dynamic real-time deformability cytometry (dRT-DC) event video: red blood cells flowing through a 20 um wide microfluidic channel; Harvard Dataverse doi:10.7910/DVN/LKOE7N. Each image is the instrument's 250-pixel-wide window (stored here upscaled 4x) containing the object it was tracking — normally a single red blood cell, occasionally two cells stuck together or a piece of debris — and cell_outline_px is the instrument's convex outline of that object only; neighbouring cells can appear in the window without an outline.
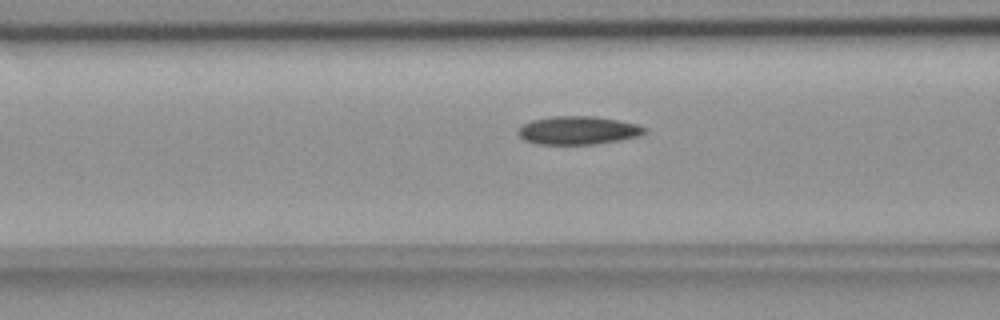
{"species": "common noctule bat (a hibernating species)", "species_latin": "Nyctalus noctula", "temperature_condition": "room temperature", "stored_images_in_passage": 44, "camera_frame_rate_fps": 3000, "um_per_image_px": 0.085, "animal": {"sex": "female", "body_mass_g": 18.4}, "frame": {"image": 1, "passage_image": 10, "time_ms": 3.0, "image_size_px": [1000, 320], "cell_outline_px": [[644, 132], [640, 136], [620, 140], [596, 144], [536, 144], [524, 140], [516, 132], [524, 124], [532, 120], [552, 116], [592, 116], [616, 120], [636, 124], [644, 128]], "centroid_in_image_um": [49.1, 11.09], "position_along_channel_um": 117.5, "area_um2": 20.63}}
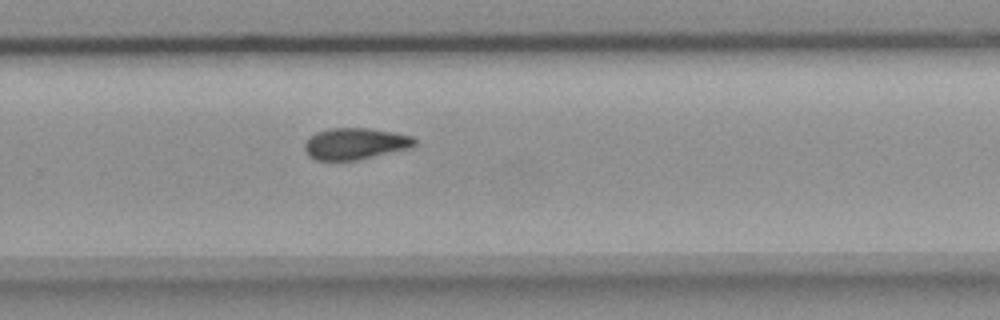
{"frame": {"image": 2, "passage_image": 25, "time_ms": 8.0, "image_size_px": [1000, 320], "cell_outline_px": [[416, 144], [412, 148], [356, 160], [316, 160], [308, 156], [304, 148], [304, 144], [316, 132], [332, 128], [368, 128], [392, 132], [412, 136], [416, 140]], "centroid_in_image_um": [30.21, 12.22], "position_along_channel_um": 299.6, "area_um2": 20.11}}
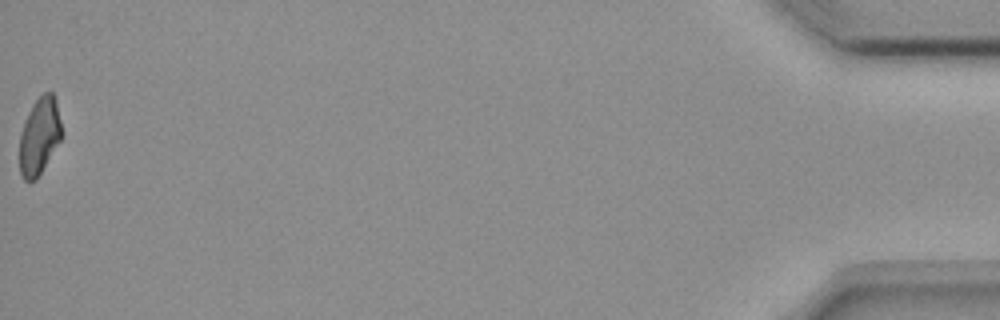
{"frame": {"image": 3, "passage_image": 44, "time_ms": 14.333, "image_size_px": [1000, 320], "cell_outline_px": [[60, 140], [36, 180], [24, 180], [20, 172], [20, 132], [24, 120], [32, 104], [44, 92], [52, 92], [56, 100], [60, 120]], "centroid_in_image_um": [3.33, 11.55], "position_along_channel_um": 431.9, "area_um2": 18.55}, "authors_computed_cell_mechanics": {"area_um2": 20.23, "velocity_mm_per_s": 3.6545, "shape_relaxation_time_tau1_ms": 5.5957, "shape_relaxation_time_tau2_ms": null, "deformation_change_tau1": 0.1201, "deformation_change_tau2": null}}